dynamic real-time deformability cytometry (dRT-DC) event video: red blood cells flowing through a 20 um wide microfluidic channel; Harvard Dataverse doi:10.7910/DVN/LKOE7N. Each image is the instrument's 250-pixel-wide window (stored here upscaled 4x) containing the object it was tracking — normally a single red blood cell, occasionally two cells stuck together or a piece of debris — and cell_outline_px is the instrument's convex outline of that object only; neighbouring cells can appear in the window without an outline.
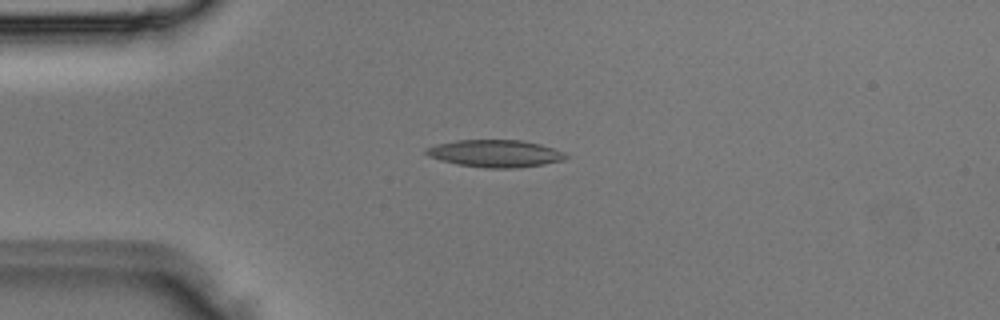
{"species": "Egyptian fruit bat (a non-hibernating species)", "species_latin": "Rousettus aegyptiacus", "temperature_condition": "room temperature", "stored_images_in_passage": 3, "camera_frame_rate_fps": 3000, "um_per_image_px": 0.085, "animal": {"sex": "male"}, "frame": {"image": 1, "passage_image": 2, "time_ms": 0.333, "image_size_px": [1000, 320], "cell_outline_px": [[568, 156], [564, 160], [544, 164], [516, 168], [484, 168], [456, 164], [440, 160], [428, 156], [424, 152], [424, 148], [436, 144], [456, 140], [524, 140], [540, 144], [564, 152]], "centroid_in_image_um": [42.06, 13.04], "position_along_channel_um": 42.9, "area_um2": 22.37}}
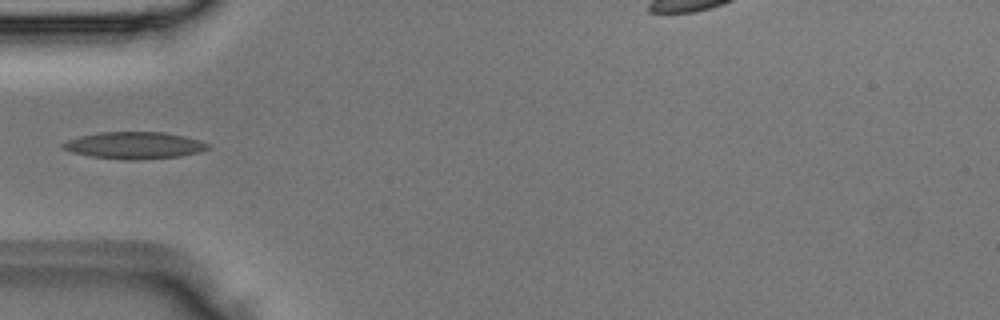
{"frame": {"image": 2, "passage_image": 3, "time_ms": 0.667, "image_size_px": [1000, 320], "cell_outline_px": [[212, 148], [200, 152], [180, 156], [132, 160], [124, 160], [92, 156], [72, 152], [60, 148], [60, 144], [68, 140], [80, 136], [100, 132], [164, 132], [184, 136], [200, 140], [212, 144]], "centroid_in_image_um": [11.46, 12.35], "position_along_channel_um": 73.5, "area_um2": 22.89}}